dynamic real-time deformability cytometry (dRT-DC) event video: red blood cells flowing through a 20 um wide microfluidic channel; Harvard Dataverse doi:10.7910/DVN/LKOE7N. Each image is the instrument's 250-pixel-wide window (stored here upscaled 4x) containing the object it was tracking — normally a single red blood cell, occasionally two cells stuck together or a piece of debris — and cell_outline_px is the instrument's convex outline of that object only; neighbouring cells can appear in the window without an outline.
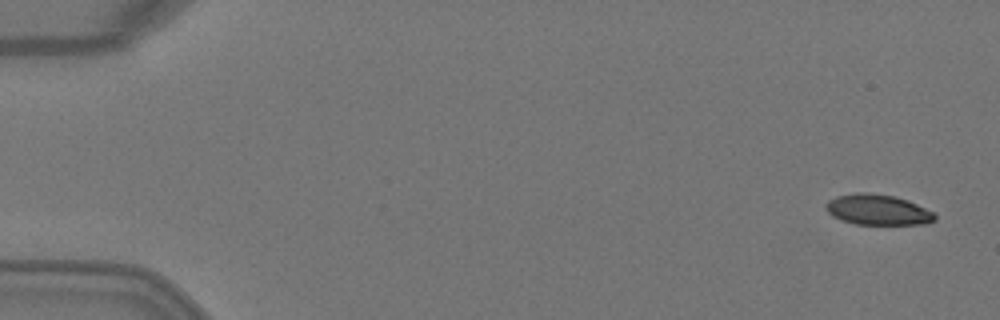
{"species": "Egyptian fruit bat (a non-hibernating species)", "species_latin": "Rousettus aegyptiacus", "temperature_condition": "warm", "stored_images_in_passage": 4, "camera_frame_rate_fps": 3000, "um_per_image_px": 0.085, "animal": {"sex": "female"}, "frame": {"image": 1, "passage_image": 1, "time_ms": 0.0, "image_size_px": [1000, 320], "cell_outline_px": [[936, 220], [924, 224], [856, 224], [840, 220], [832, 216], [824, 208], [824, 204], [828, 200], [836, 196], [856, 192], [868, 192], [896, 196], [908, 200], [932, 212], [936, 216]], "centroid_in_image_um": [74.56, 17.82], "position_along_channel_um": 10.4, "area_um2": 19.54}}
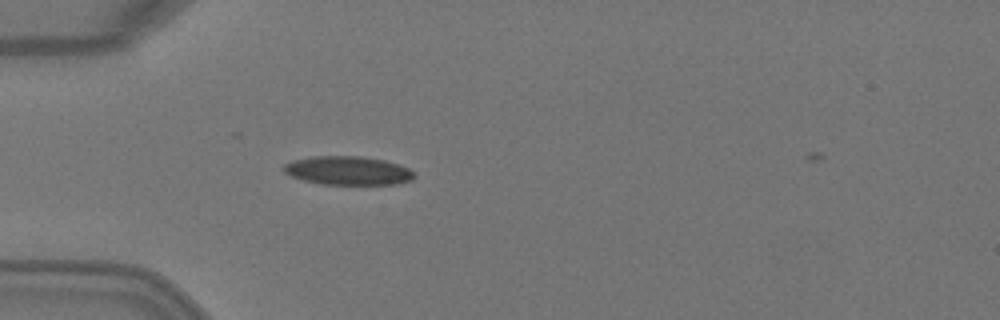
{"frame": {"image": 2, "passage_image": 4, "time_ms": 1.0, "image_size_px": [1000, 320], "cell_outline_px": [[416, 176], [412, 180], [396, 184], [324, 184], [304, 180], [292, 176], [284, 172], [284, 164], [292, 160], [312, 156], [360, 156], [384, 160], [408, 168], [416, 172]], "centroid_in_image_um": [29.6, 14.5], "position_along_channel_um": 55.4, "area_um2": 21.73}}